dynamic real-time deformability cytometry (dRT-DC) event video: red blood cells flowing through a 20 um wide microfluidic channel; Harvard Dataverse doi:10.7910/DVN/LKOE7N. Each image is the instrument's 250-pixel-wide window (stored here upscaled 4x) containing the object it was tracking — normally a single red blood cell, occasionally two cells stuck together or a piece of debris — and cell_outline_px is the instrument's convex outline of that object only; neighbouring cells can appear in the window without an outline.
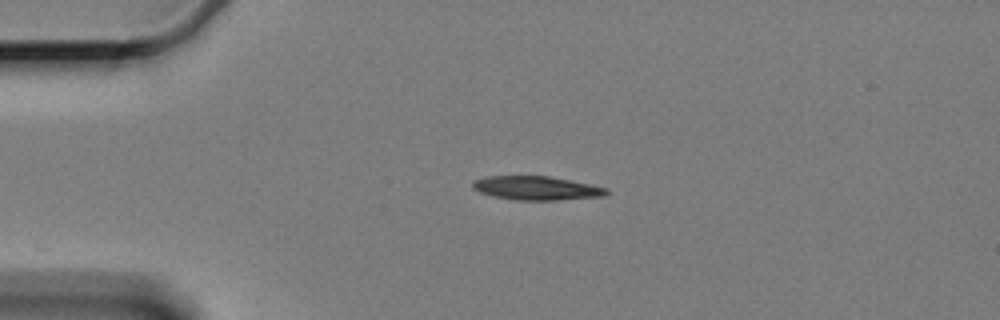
{"species": "Egyptian fruit bat (a non-hibernating species)", "species_latin": "Rousettus aegyptiacus", "temperature_condition": "cold", "stored_images_in_passage": 47, "camera_frame_rate_fps": 3000, "um_per_image_px": 0.085, "animal": {"sex": "female"}, "frame": {"image": 1, "passage_image": 1, "time_ms": 0.0, "image_size_px": [1000, 320], "cell_outline_px": [[612, 192], [604, 196], [556, 200], [516, 200], [492, 196], [480, 192], [472, 188], [472, 180], [488, 176], [548, 176], [592, 184], [608, 188]], "centroid_in_image_um": [45.63, 15.99], "position_along_channel_um": 39.4, "area_um2": 18.73}}
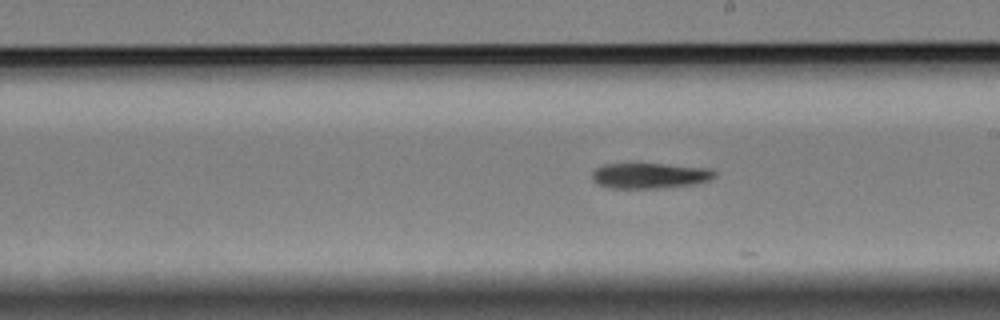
{"frame": {"image": 2, "passage_image": 21, "time_ms": 6.667, "image_size_px": [1000, 320], "cell_outline_px": [[716, 176], [708, 180], [692, 184], [656, 188], [612, 188], [600, 184], [592, 180], [592, 172], [600, 164], [640, 160], [708, 168], [716, 172]], "centroid_in_image_um": [55.17, 14.85], "position_along_channel_um": 233.8, "area_um2": 19.19}}
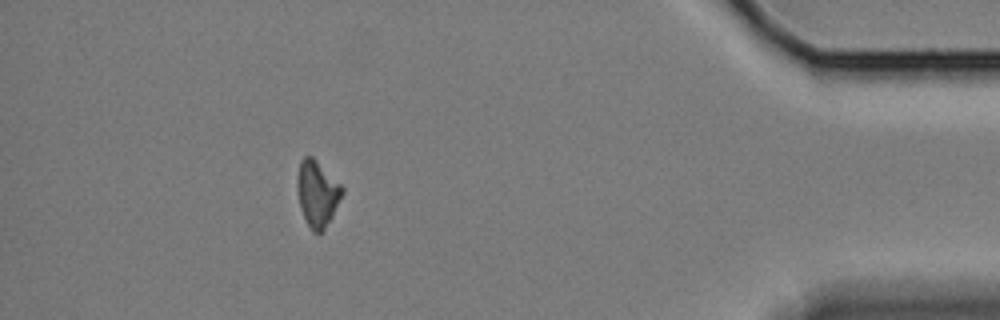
{"frame": {"image": 3, "passage_image": 41, "time_ms": 13.333, "image_size_px": [1000, 320], "cell_outline_px": [[344, 192], [332, 216], [324, 228], [320, 232], [312, 232], [300, 208], [296, 184], [296, 180], [300, 160], [304, 156], [312, 156], [344, 188]], "centroid_in_image_um": [26.95, 16.42], "position_along_channel_um": 408.3, "area_um2": 17.05}}